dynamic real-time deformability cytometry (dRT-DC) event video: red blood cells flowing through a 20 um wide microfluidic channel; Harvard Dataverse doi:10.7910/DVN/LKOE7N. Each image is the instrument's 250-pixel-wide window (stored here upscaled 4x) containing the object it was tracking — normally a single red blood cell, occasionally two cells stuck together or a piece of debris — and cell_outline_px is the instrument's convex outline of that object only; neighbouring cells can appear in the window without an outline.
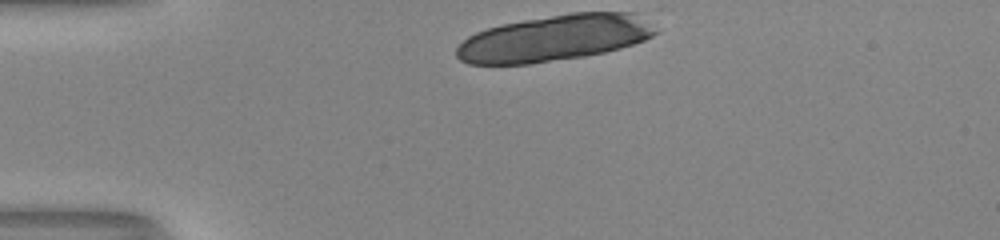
{"species": "human", "species_latin": "Homo sapiens", "temperature_condition": "room temperature", "stored_images_in_passage": 8, "camera_frame_rate_fps": 3000, "um_per_image_px": 0.085, "donor": {"sex": "male"}, "frame": {"image": 1, "passage_image": 1, "time_ms": 0.0, "image_size_px": [1000, 240], "cell_outline_px": [[660, 32], [644, 40], [620, 48], [604, 52], [584, 56], [528, 64], [468, 64], [460, 60], [456, 56], [456, 48], [468, 36], [476, 32], [488, 28], [504, 24], [524, 20], [572, 12], [636, 12]], "centroid_in_image_um": [47.14, 3.23], "position_along_channel_um": 37.9, "area_um2": 53.35}}